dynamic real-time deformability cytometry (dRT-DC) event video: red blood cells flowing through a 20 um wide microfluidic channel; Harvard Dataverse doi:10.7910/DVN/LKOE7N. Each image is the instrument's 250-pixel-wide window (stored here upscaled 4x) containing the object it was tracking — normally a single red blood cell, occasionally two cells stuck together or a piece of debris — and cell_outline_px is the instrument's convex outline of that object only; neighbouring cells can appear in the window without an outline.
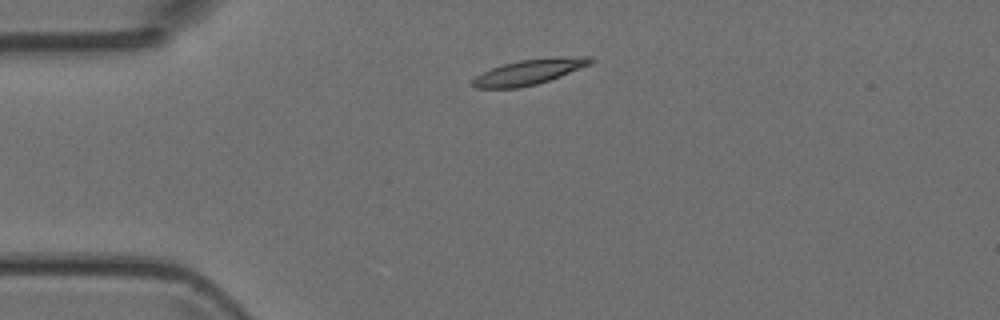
{"species": "Egyptian fruit bat (a non-hibernating species)", "species_latin": "Rousettus aegyptiacus", "temperature_condition": "room temperature", "stored_images_in_passage": 6, "camera_frame_rate_fps": 3000, "um_per_image_px": 0.085, "animal": {"sex": "female"}, "frame": {"image": 1, "passage_image": 1, "time_ms": 0.0, "image_size_px": [1000, 320], "cell_outline_px": [[596, 60], [588, 64], [560, 76], [536, 84], [520, 88], [476, 88], [472, 84], [472, 80], [476, 76], [492, 68], [504, 64], [520, 60], [552, 56], [592, 56]], "centroid_in_image_um": [45.0, 6.09], "position_along_channel_um": 40.0, "area_um2": 17.28}}
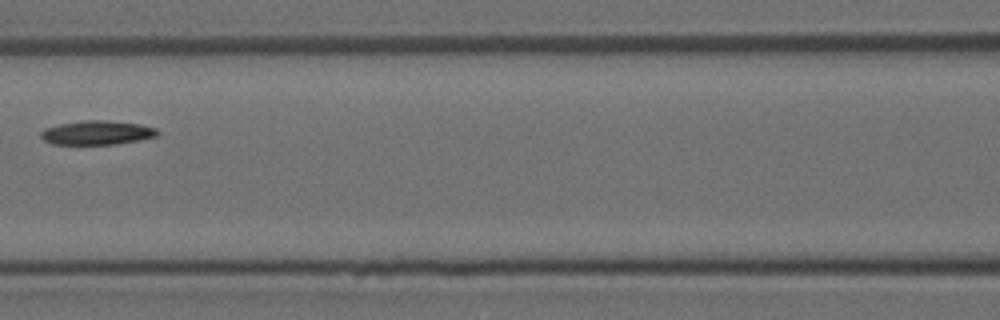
{"frame": {"image": 2, "passage_image": 4, "time_ms": 3.667, "image_size_px": [1000, 320], "cell_outline_px": [[160, 136], [140, 140], [116, 144], [52, 144], [44, 140], [40, 136], [40, 132], [44, 128], [60, 124], [84, 120], [108, 120], [140, 124], [156, 128], [160, 132]], "centroid_in_image_um": [8.29, 11.28], "position_along_channel_um": 158.3, "area_um2": 16.53}}
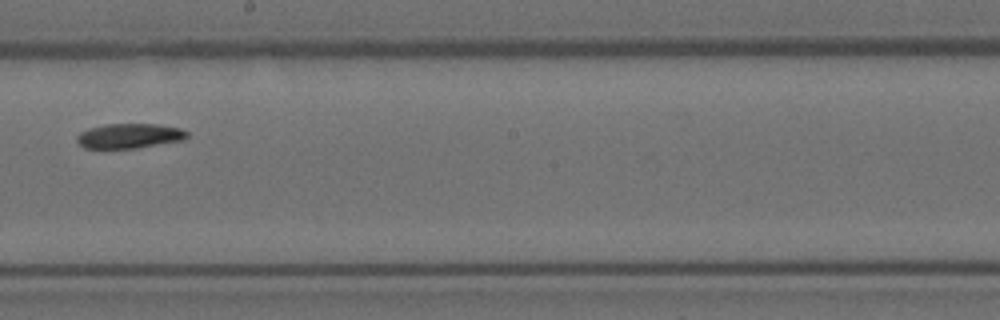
{"frame": {"image": 3, "passage_image": 6, "time_ms": 5.667, "image_size_px": [1000, 320], "cell_outline_px": [[188, 136], [184, 140], [136, 148], [84, 148], [76, 140], [76, 136], [80, 132], [88, 128], [108, 124], [160, 124], [180, 128], [188, 132]], "centroid_in_image_um": [11.01, 11.55], "position_along_channel_um": 237.2, "area_um2": 15.95}}